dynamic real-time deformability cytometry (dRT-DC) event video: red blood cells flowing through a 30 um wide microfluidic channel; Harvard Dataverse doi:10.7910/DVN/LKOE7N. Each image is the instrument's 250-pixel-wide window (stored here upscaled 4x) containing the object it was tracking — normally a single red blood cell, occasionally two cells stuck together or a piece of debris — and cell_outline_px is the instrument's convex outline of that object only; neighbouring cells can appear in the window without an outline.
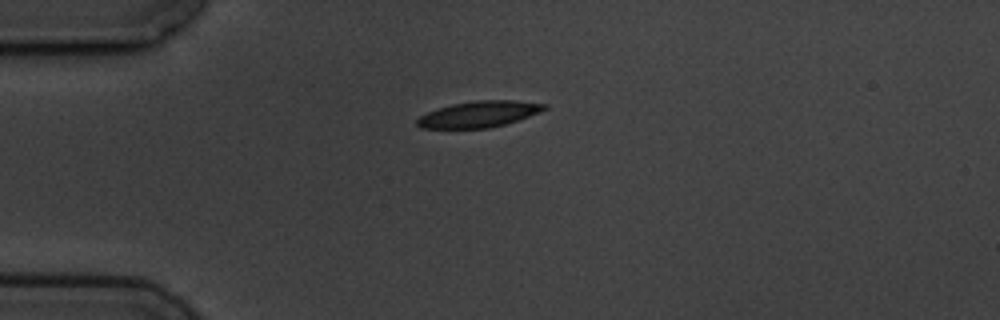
{"species": "common noctule bat (a hibernating species)", "species_latin": "Nyctalus noctula", "temperature_condition": "cold", "stored_images_in_passage": 6, "camera_frame_rate_fps": 3000, "um_per_image_px": 0.085, "animal": {"sex": "male", "body_mass_g": 19.5, "forearm_length_mm": 54.6}, "frame": {"image": 1, "passage_image": 6, "time_ms": 5.667, "image_size_px": [1000, 320], "cell_outline_px": [[548, 108], [540, 112], [504, 124], [488, 128], [420, 128], [416, 124], [416, 120], [420, 116], [428, 112], [452, 104], [476, 100], [516, 100], [548, 104]], "centroid_in_image_um": [40.73, 9.7], "position_along_channel_um": 44.3, "area_um2": 19.25}}